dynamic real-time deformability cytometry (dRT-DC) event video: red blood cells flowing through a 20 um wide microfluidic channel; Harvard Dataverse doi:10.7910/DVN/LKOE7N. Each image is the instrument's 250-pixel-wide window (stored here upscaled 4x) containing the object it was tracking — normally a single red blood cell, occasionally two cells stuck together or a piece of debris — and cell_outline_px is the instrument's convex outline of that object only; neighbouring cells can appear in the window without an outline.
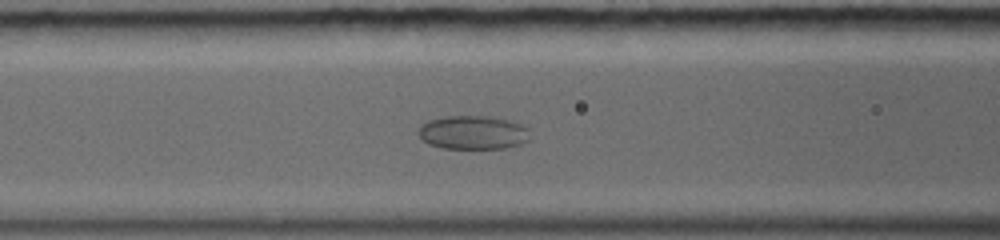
{"species": "common noctule bat (a hibernating species)", "species_latin": "Nyctalus noctula", "temperature_condition": "warm", "stored_images_in_passage": 26, "camera_frame_rate_fps": 5000, "um_per_image_px": 0.085, "animal": {"sex": "female", "body_mass_g": 19.0, "forearm_length_mm": 56.7}, "frame": {"image": 1, "passage_image": 9, "time_ms": 5.0, "image_size_px": [1000, 240], "cell_outline_px": [[528, 140], [520, 144], [504, 148], [444, 148], [428, 144], [420, 136], [420, 124], [428, 120], [444, 116], [492, 116], [508, 120], [520, 124], [528, 128]], "centroid_in_image_um": [40.2, 11.25], "position_along_channel_um": 126.4, "area_um2": 21.79}}
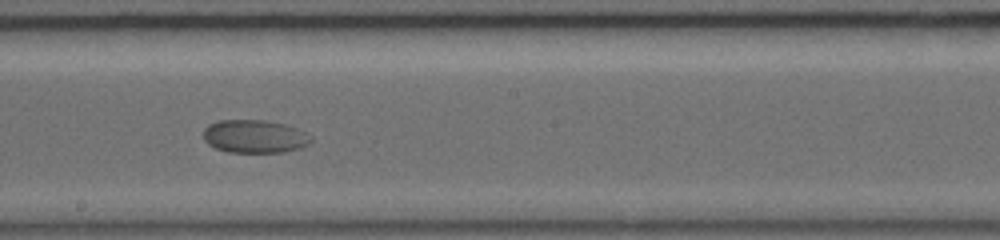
{"frame": {"image": 2, "passage_image": 14, "time_ms": 7.6, "image_size_px": [1000, 240], "cell_outline_px": [[312, 140], [308, 144], [300, 148], [284, 152], [228, 152], [216, 148], [208, 144], [204, 140], [204, 128], [208, 124], [220, 120], [264, 120], [284, 124], [296, 128], [312, 136]], "centroid_in_image_um": [21.63, 11.59], "position_along_channel_um": 226.6, "area_um2": 20.75}}
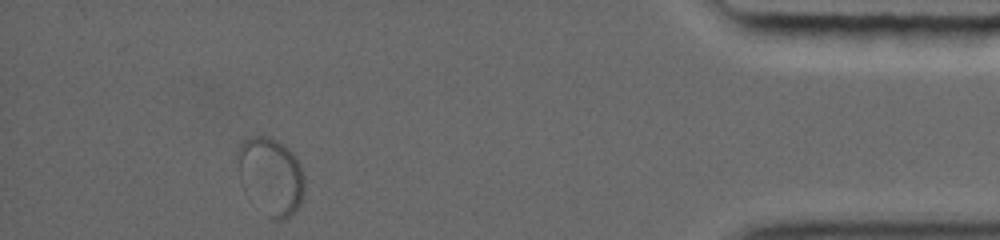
{"frame": {"image": 3, "passage_image": 26, "time_ms": 14.0, "image_size_px": [1000, 240], "cell_outline_px": [[304, 192], [300, 204], [292, 216], [284, 220], [272, 220], [244, 192], [240, 184], [236, 152], [240, 144], [244, 140], [252, 136], [272, 136], [284, 144], [296, 156], [300, 164], [304, 176]], "centroid_in_image_um": [23.01, 14.96], "position_along_channel_um": 412.2, "area_um2": 30.81}}